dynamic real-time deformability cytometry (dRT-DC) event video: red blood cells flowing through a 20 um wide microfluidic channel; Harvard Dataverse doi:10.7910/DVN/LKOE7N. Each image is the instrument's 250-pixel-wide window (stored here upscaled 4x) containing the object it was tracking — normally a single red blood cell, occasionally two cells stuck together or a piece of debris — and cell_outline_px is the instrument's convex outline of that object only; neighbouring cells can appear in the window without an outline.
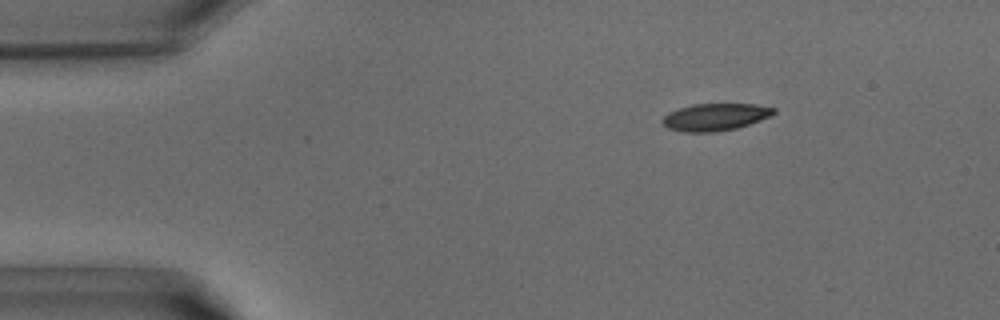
{"species": "common noctule bat (a hibernating species)", "species_latin": "Nyctalus noctula", "temperature_condition": "warm", "stored_images_in_passage": 35, "camera_frame_rate_fps": 3000, "um_per_image_px": 0.085, "animal": {"sex": "male", "body_mass_g": 15.6}, "frame": {"image": 1, "passage_image": 2, "time_ms": 0.333, "image_size_px": [1000, 320], "cell_outline_px": [[776, 112], [772, 116], [736, 128], [712, 132], [684, 132], [668, 128], [660, 120], [668, 112], [692, 104], [756, 104], [776, 108]], "centroid_in_image_um": [60.8, 9.94], "position_along_channel_um": 24.2, "area_um2": 17.63}}
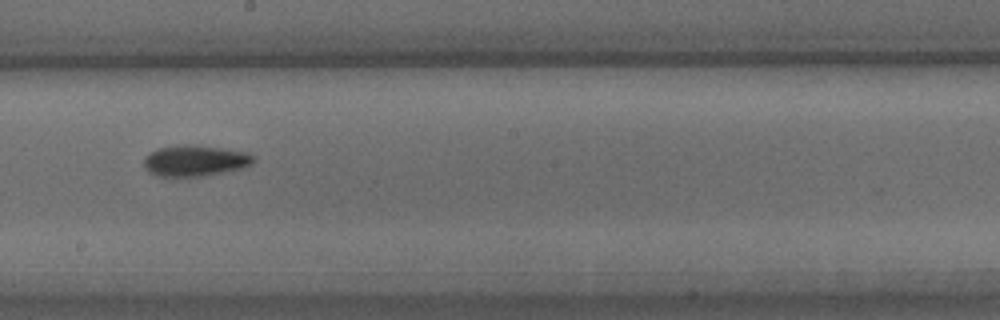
{"frame": {"image": 2, "passage_image": 18, "time_ms": 5.667, "image_size_px": [1000, 320], "cell_outline_px": [[256, 160], [252, 164], [244, 168], [204, 176], [156, 176], [148, 172], [144, 168], [144, 156], [148, 152], [156, 148], [180, 144], [196, 144], [244, 152], [256, 156]], "centroid_in_image_um": [16.55, 13.65], "position_along_channel_um": 231.7, "area_um2": 20.23}}
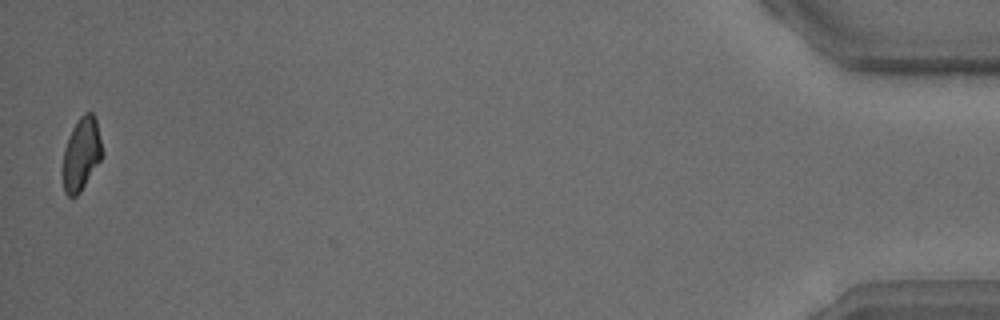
{"frame": {"image": 3, "passage_image": 35, "time_ms": 11.333, "image_size_px": [1000, 320], "cell_outline_px": [[104, 156], [80, 192], [76, 196], [68, 196], [64, 192], [60, 172], [64, 148], [72, 128], [80, 116], [84, 112], [92, 112], [96, 120], [104, 152]], "centroid_in_image_um": [6.9, 13.12], "position_along_channel_um": 428.3, "area_um2": 17.34}}